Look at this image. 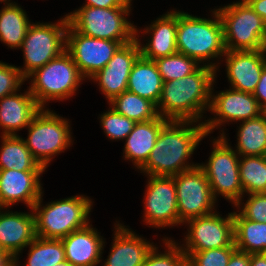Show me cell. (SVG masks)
Wrapping results in <instances>:
<instances>
[{
    "mask_svg": "<svg viewBox=\"0 0 266 266\" xmlns=\"http://www.w3.org/2000/svg\"><path fill=\"white\" fill-rule=\"evenodd\" d=\"M216 70V63H205L181 79L164 82L157 104L159 116L169 121L197 123L204 110L209 109Z\"/></svg>",
    "mask_w": 266,
    "mask_h": 266,
    "instance_id": "6da1fadb",
    "label": "cell"
},
{
    "mask_svg": "<svg viewBox=\"0 0 266 266\" xmlns=\"http://www.w3.org/2000/svg\"><path fill=\"white\" fill-rule=\"evenodd\" d=\"M193 123L195 122L169 121L161 129L149 158L140 171L148 176H174L199 165L187 164L188 158L206 136L203 122L191 127Z\"/></svg>",
    "mask_w": 266,
    "mask_h": 266,
    "instance_id": "7a4b0ae2",
    "label": "cell"
},
{
    "mask_svg": "<svg viewBox=\"0 0 266 266\" xmlns=\"http://www.w3.org/2000/svg\"><path fill=\"white\" fill-rule=\"evenodd\" d=\"M213 19L192 16L177 12V52L198 63L212 58L222 57L225 52L223 24L217 10Z\"/></svg>",
    "mask_w": 266,
    "mask_h": 266,
    "instance_id": "3957f363",
    "label": "cell"
},
{
    "mask_svg": "<svg viewBox=\"0 0 266 266\" xmlns=\"http://www.w3.org/2000/svg\"><path fill=\"white\" fill-rule=\"evenodd\" d=\"M42 195L32 207L35 217V234L44 239H62L86 227L92 201L88 197L72 196L41 206ZM42 209H41V208Z\"/></svg>",
    "mask_w": 266,
    "mask_h": 266,
    "instance_id": "277c9868",
    "label": "cell"
},
{
    "mask_svg": "<svg viewBox=\"0 0 266 266\" xmlns=\"http://www.w3.org/2000/svg\"><path fill=\"white\" fill-rule=\"evenodd\" d=\"M130 8L82 6L66 16L69 25L78 33L98 39L118 41L124 45L136 39L138 33L133 23L126 19L131 11Z\"/></svg>",
    "mask_w": 266,
    "mask_h": 266,
    "instance_id": "5b68a950",
    "label": "cell"
},
{
    "mask_svg": "<svg viewBox=\"0 0 266 266\" xmlns=\"http://www.w3.org/2000/svg\"><path fill=\"white\" fill-rule=\"evenodd\" d=\"M31 79L30 93L40 108L50 100H63L75 94L84 77L77 65L65 50L46 65L28 76Z\"/></svg>",
    "mask_w": 266,
    "mask_h": 266,
    "instance_id": "8992f818",
    "label": "cell"
},
{
    "mask_svg": "<svg viewBox=\"0 0 266 266\" xmlns=\"http://www.w3.org/2000/svg\"><path fill=\"white\" fill-rule=\"evenodd\" d=\"M216 10L223 24L226 50H261L266 22L245 0Z\"/></svg>",
    "mask_w": 266,
    "mask_h": 266,
    "instance_id": "52a82bcc",
    "label": "cell"
},
{
    "mask_svg": "<svg viewBox=\"0 0 266 266\" xmlns=\"http://www.w3.org/2000/svg\"><path fill=\"white\" fill-rule=\"evenodd\" d=\"M63 117L41 108L32 118L28 128L26 147L34 159L46 170L52 157L71 145L70 124Z\"/></svg>",
    "mask_w": 266,
    "mask_h": 266,
    "instance_id": "ba28073f",
    "label": "cell"
},
{
    "mask_svg": "<svg viewBox=\"0 0 266 266\" xmlns=\"http://www.w3.org/2000/svg\"><path fill=\"white\" fill-rule=\"evenodd\" d=\"M219 137L213 140L208 163L199 166L206 174L214 199L217 200L216 195L220 194L240 207L244 193L240 182L239 155L228 145L224 132Z\"/></svg>",
    "mask_w": 266,
    "mask_h": 266,
    "instance_id": "9c48e42d",
    "label": "cell"
},
{
    "mask_svg": "<svg viewBox=\"0 0 266 266\" xmlns=\"http://www.w3.org/2000/svg\"><path fill=\"white\" fill-rule=\"evenodd\" d=\"M68 25L66 15L58 23L30 24L21 46L25 68L19 67L26 80L36 69L46 65L65 51Z\"/></svg>",
    "mask_w": 266,
    "mask_h": 266,
    "instance_id": "30bf717a",
    "label": "cell"
},
{
    "mask_svg": "<svg viewBox=\"0 0 266 266\" xmlns=\"http://www.w3.org/2000/svg\"><path fill=\"white\" fill-rule=\"evenodd\" d=\"M176 185L179 224L213 213L215 199L204 170L196 167L173 176Z\"/></svg>",
    "mask_w": 266,
    "mask_h": 266,
    "instance_id": "8fae6325",
    "label": "cell"
},
{
    "mask_svg": "<svg viewBox=\"0 0 266 266\" xmlns=\"http://www.w3.org/2000/svg\"><path fill=\"white\" fill-rule=\"evenodd\" d=\"M122 44L78 33L70 25L66 30V48L84 78L103 69Z\"/></svg>",
    "mask_w": 266,
    "mask_h": 266,
    "instance_id": "7c38bea8",
    "label": "cell"
},
{
    "mask_svg": "<svg viewBox=\"0 0 266 266\" xmlns=\"http://www.w3.org/2000/svg\"><path fill=\"white\" fill-rule=\"evenodd\" d=\"M189 224L186 245L181 247L183 251H204L222 247H236L234 245L233 213L222 218L215 212L192 218ZM184 248V249H183Z\"/></svg>",
    "mask_w": 266,
    "mask_h": 266,
    "instance_id": "4fadbf2b",
    "label": "cell"
},
{
    "mask_svg": "<svg viewBox=\"0 0 266 266\" xmlns=\"http://www.w3.org/2000/svg\"><path fill=\"white\" fill-rule=\"evenodd\" d=\"M149 179L144 197L145 222L156 228L178 225L179 214L173 176L150 175Z\"/></svg>",
    "mask_w": 266,
    "mask_h": 266,
    "instance_id": "5bb4252c",
    "label": "cell"
},
{
    "mask_svg": "<svg viewBox=\"0 0 266 266\" xmlns=\"http://www.w3.org/2000/svg\"><path fill=\"white\" fill-rule=\"evenodd\" d=\"M209 111L215 118L203 122L206 135L225 121H244L259 117L265 111L259 106L253 93L238 91L233 88L211 95ZM219 116V117H217ZM217 117V118H216Z\"/></svg>",
    "mask_w": 266,
    "mask_h": 266,
    "instance_id": "9a60e30c",
    "label": "cell"
},
{
    "mask_svg": "<svg viewBox=\"0 0 266 266\" xmlns=\"http://www.w3.org/2000/svg\"><path fill=\"white\" fill-rule=\"evenodd\" d=\"M140 55L139 42L134 39L121 45L107 65L90 78L99 81V88L109 102L127 90L132 66Z\"/></svg>",
    "mask_w": 266,
    "mask_h": 266,
    "instance_id": "2e32d148",
    "label": "cell"
},
{
    "mask_svg": "<svg viewBox=\"0 0 266 266\" xmlns=\"http://www.w3.org/2000/svg\"><path fill=\"white\" fill-rule=\"evenodd\" d=\"M43 172L0 169V208L24 202L32 209L43 193L39 181Z\"/></svg>",
    "mask_w": 266,
    "mask_h": 266,
    "instance_id": "e0dca14e",
    "label": "cell"
},
{
    "mask_svg": "<svg viewBox=\"0 0 266 266\" xmlns=\"http://www.w3.org/2000/svg\"><path fill=\"white\" fill-rule=\"evenodd\" d=\"M224 55L231 87L238 91L253 93L266 66L261 50H226Z\"/></svg>",
    "mask_w": 266,
    "mask_h": 266,
    "instance_id": "ac0fdd59",
    "label": "cell"
},
{
    "mask_svg": "<svg viewBox=\"0 0 266 266\" xmlns=\"http://www.w3.org/2000/svg\"><path fill=\"white\" fill-rule=\"evenodd\" d=\"M35 238V217L33 211L31 214L13 213L11 211L3 213V211H0V249L10 252L15 257V266H18V254Z\"/></svg>",
    "mask_w": 266,
    "mask_h": 266,
    "instance_id": "d6986e66",
    "label": "cell"
},
{
    "mask_svg": "<svg viewBox=\"0 0 266 266\" xmlns=\"http://www.w3.org/2000/svg\"><path fill=\"white\" fill-rule=\"evenodd\" d=\"M61 241L66 260L73 266H96L100 263L104 241L91 225L73 231Z\"/></svg>",
    "mask_w": 266,
    "mask_h": 266,
    "instance_id": "ffe728a7",
    "label": "cell"
},
{
    "mask_svg": "<svg viewBox=\"0 0 266 266\" xmlns=\"http://www.w3.org/2000/svg\"><path fill=\"white\" fill-rule=\"evenodd\" d=\"M115 226L113 245L104 266H142L154 245L119 223Z\"/></svg>",
    "mask_w": 266,
    "mask_h": 266,
    "instance_id": "44dd1931",
    "label": "cell"
},
{
    "mask_svg": "<svg viewBox=\"0 0 266 266\" xmlns=\"http://www.w3.org/2000/svg\"><path fill=\"white\" fill-rule=\"evenodd\" d=\"M27 90L23 94H17L16 91L0 99L2 136L17 135L16 131L28 127L33 116L41 109L29 89Z\"/></svg>",
    "mask_w": 266,
    "mask_h": 266,
    "instance_id": "7402d4cb",
    "label": "cell"
},
{
    "mask_svg": "<svg viewBox=\"0 0 266 266\" xmlns=\"http://www.w3.org/2000/svg\"><path fill=\"white\" fill-rule=\"evenodd\" d=\"M144 33L152 32L151 40L142 47L140 40V54L148 60H155L177 53V11H171L152 22Z\"/></svg>",
    "mask_w": 266,
    "mask_h": 266,
    "instance_id": "603a6c76",
    "label": "cell"
},
{
    "mask_svg": "<svg viewBox=\"0 0 266 266\" xmlns=\"http://www.w3.org/2000/svg\"><path fill=\"white\" fill-rule=\"evenodd\" d=\"M168 122L169 120L158 116L147 122L136 123L131 133L125 138V159L132 160L134 165L140 169L149 158L161 129Z\"/></svg>",
    "mask_w": 266,
    "mask_h": 266,
    "instance_id": "cb8c5ba5",
    "label": "cell"
},
{
    "mask_svg": "<svg viewBox=\"0 0 266 266\" xmlns=\"http://www.w3.org/2000/svg\"><path fill=\"white\" fill-rule=\"evenodd\" d=\"M163 83L154 60L145 59L140 55L132 66L127 90L153 102L157 106Z\"/></svg>",
    "mask_w": 266,
    "mask_h": 266,
    "instance_id": "d4e9b609",
    "label": "cell"
},
{
    "mask_svg": "<svg viewBox=\"0 0 266 266\" xmlns=\"http://www.w3.org/2000/svg\"><path fill=\"white\" fill-rule=\"evenodd\" d=\"M0 151V169L17 171H45L18 135H3Z\"/></svg>",
    "mask_w": 266,
    "mask_h": 266,
    "instance_id": "484cf974",
    "label": "cell"
},
{
    "mask_svg": "<svg viewBox=\"0 0 266 266\" xmlns=\"http://www.w3.org/2000/svg\"><path fill=\"white\" fill-rule=\"evenodd\" d=\"M237 149L242 156H266V112L257 118L244 120L237 133Z\"/></svg>",
    "mask_w": 266,
    "mask_h": 266,
    "instance_id": "4316f807",
    "label": "cell"
},
{
    "mask_svg": "<svg viewBox=\"0 0 266 266\" xmlns=\"http://www.w3.org/2000/svg\"><path fill=\"white\" fill-rule=\"evenodd\" d=\"M234 245L236 249L252 253H266V223L253 222L233 212Z\"/></svg>",
    "mask_w": 266,
    "mask_h": 266,
    "instance_id": "83f0119b",
    "label": "cell"
},
{
    "mask_svg": "<svg viewBox=\"0 0 266 266\" xmlns=\"http://www.w3.org/2000/svg\"><path fill=\"white\" fill-rule=\"evenodd\" d=\"M31 22L25 11L15 2L0 10V41L11 49L20 48Z\"/></svg>",
    "mask_w": 266,
    "mask_h": 266,
    "instance_id": "f1b7e54d",
    "label": "cell"
},
{
    "mask_svg": "<svg viewBox=\"0 0 266 266\" xmlns=\"http://www.w3.org/2000/svg\"><path fill=\"white\" fill-rule=\"evenodd\" d=\"M119 114L138 122H147L159 116L157 106L128 90L119 94L109 103Z\"/></svg>",
    "mask_w": 266,
    "mask_h": 266,
    "instance_id": "f546056e",
    "label": "cell"
},
{
    "mask_svg": "<svg viewBox=\"0 0 266 266\" xmlns=\"http://www.w3.org/2000/svg\"><path fill=\"white\" fill-rule=\"evenodd\" d=\"M242 157H239V174L243 193H266V156Z\"/></svg>",
    "mask_w": 266,
    "mask_h": 266,
    "instance_id": "4dcf8cb0",
    "label": "cell"
},
{
    "mask_svg": "<svg viewBox=\"0 0 266 266\" xmlns=\"http://www.w3.org/2000/svg\"><path fill=\"white\" fill-rule=\"evenodd\" d=\"M30 246L26 266H53L66 260L61 239L36 238Z\"/></svg>",
    "mask_w": 266,
    "mask_h": 266,
    "instance_id": "1f68e13d",
    "label": "cell"
},
{
    "mask_svg": "<svg viewBox=\"0 0 266 266\" xmlns=\"http://www.w3.org/2000/svg\"><path fill=\"white\" fill-rule=\"evenodd\" d=\"M154 62L163 82L181 79L195 72L200 67L196 60L178 52L166 57L157 58Z\"/></svg>",
    "mask_w": 266,
    "mask_h": 266,
    "instance_id": "d6a6232c",
    "label": "cell"
},
{
    "mask_svg": "<svg viewBox=\"0 0 266 266\" xmlns=\"http://www.w3.org/2000/svg\"><path fill=\"white\" fill-rule=\"evenodd\" d=\"M164 243L168 250L159 254L157 248L153 246L142 266H182L184 264L187 256L181 246H177L178 244L170 239H164Z\"/></svg>",
    "mask_w": 266,
    "mask_h": 266,
    "instance_id": "836d02e7",
    "label": "cell"
},
{
    "mask_svg": "<svg viewBox=\"0 0 266 266\" xmlns=\"http://www.w3.org/2000/svg\"><path fill=\"white\" fill-rule=\"evenodd\" d=\"M101 126L112 140L125 139L133 130L135 121L117 113L112 107L100 117Z\"/></svg>",
    "mask_w": 266,
    "mask_h": 266,
    "instance_id": "e575fe53",
    "label": "cell"
},
{
    "mask_svg": "<svg viewBox=\"0 0 266 266\" xmlns=\"http://www.w3.org/2000/svg\"><path fill=\"white\" fill-rule=\"evenodd\" d=\"M236 247H222L204 251H183L192 266H227Z\"/></svg>",
    "mask_w": 266,
    "mask_h": 266,
    "instance_id": "d590c367",
    "label": "cell"
},
{
    "mask_svg": "<svg viewBox=\"0 0 266 266\" xmlns=\"http://www.w3.org/2000/svg\"><path fill=\"white\" fill-rule=\"evenodd\" d=\"M24 81L19 67L0 61V99L18 91Z\"/></svg>",
    "mask_w": 266,
    "mask_h": 266,
    "instance_id": "8d00e7d4",
    "label": "cell"
},
{
    "mask_svg": "<svg viewBox=\"0 0 266 266\" xmlns=\"http://www.w3.org/2000/svg\"><path fill=\"white\" fill-rule=\"evenodd\" d=\"M249 195L239 213L250 221L266 223V193Z\"/></svg>",
    "mask_w": 266,
    "mask_h": 266,
    "instance_id": "74e56055",
    "label": "cell"
},
{
    "mask_svg": "<svg viewBox=\"0 0 266 266\" xmlns=\"http://www.w3.org/2000/svg\"><path fill=\"white\" fill-rule=\"evenodd\" d=\"M253 96L258 101L259 106L266 112V66L263 68Z\"/></svg>",
    "mask_w": 266,
    "mask_h": 266,
    "instance_id": "f35d334b",
    "label": "cell"
},
{
    "mask_svg": "<svg viewBox=\"0 0 266 266\" xmlns=\"http://www.w3.org/2000/svg\"><path fill=\"white\" fill-rule=\"evenodd\" d=\"M84 6L97 8L130 7L132 0H86Z\"/></svg>",
    "mask_w": 266,
    "mask_h": 266,
    "instance_id": "ab89813d",
    "label": "cell"
},
{
    "mask_svg": "<svg viewBox=\"0 0 266 266\" xmlns=\"http://www.w3.org/2000/svg\"><path fill=\"white\" fill-rule=\"evenodd\" d=\"M251 254L236 249L227 266H250Z\"/></svg>",
    "mask_w": 266,
    "mask_h": 266,
    "instance_id": "60d3db41",
    "label": "cell"
},
{
    "mask_svg": "<svg viewBox=\"0 0 266 266\" xmlns=\"http://www.w3.org/2000/svg\"><path fill=\"white\" fill-rule=\"evenodd\" d=\"M245 1L266 22V0H245Z\"/></svg>",
    "mask_w": 266,
    "mask_h": 266,
    "instance_id": "b9f144b4",
    "label": "cell"
},
{
    "mask_svg": "<svg viewBox=\"0 0 266 266\" xmlns=\"http://www.w3.org/2000/svg\"><path fill=\"white\" fill-rule=\"evenodd\" d=\"M0 266H15V257L7 251H0Z\"/></svg>",
    "mask_w": 266,
    "mask_h": 266,
    "instance_id": "7bdbcfd3",
    "label": "cell"
},
{
    "mask_svg": "<svg viewBox=\"0 0 266 266\" xmlns=\"http://www.w3.org/2000/svg\"><path fill=\"white\" fill-rule=\"evenodd\" d=\"M250 266H266V253H252Z\"/></svg>",
    "mask_w": 266,
    "mask_h": 266,
    "instance_id": "ee69618b",
    "label": "cell"
},
{
    "mask_svg": "<svg viewBox=\"0 0 266 266\" xmlns=\"http://www.w3.org/2000/svg\"><path fill=\"white\" fill-rule=\"evenodd\" d=\"M261 52H262L264 59L266 61V33H265L263 41H262Z\"/></svg>",
    "mask_w": 266,
    "mask_h": 266,
    "instance_id": "f6af8a7d",
    "label": "cell"
},
{
    "mask_svg": "<svg viewBox=\"0 0 266 266\" xmlns=\"http://www.w3.org/2000/svg\"><path fill=\"white\" fill-rule=\"evenodd\" d=\"M53 266H73V265L70 264L67 260H65V261L58 263L56 265H53Z\"/></svg>",
    "mask_w": 266,
    "mask_h": 266,
    "instance_id": "bcb514c9",
    "label": "cell"
},
{
    "mask_svg": "<svg viewBox=\"0 0 266 266\" xmlns=\"http://www.w3.org/2000/svg\"><path fill=\"white\" fill-rule=\"evenodd\" d=\"M182 266H192V265L186 260Z\"/></svg>",
    "mask_w": 266,
    "mask_h": 266,
    "instance_id": "7dc6e473",
    "label": "cell"
},
{
    "mask_svg": "<svg viewBox=\"0 0 266 266\" xmlns=\"http://www.w3.org/2000/svg\"><path fill=\"white\" fill-rule=\"evenodd\" d=\"M7 0H0V2H5V5H7V4H12L11 2L9 3V2H6Z\"/></svg>",
    "mask_w": 266,
    "mask_h": 266,
    "instance_id": "c3c4849f",
    "label": "cell"
}]
</instances>
